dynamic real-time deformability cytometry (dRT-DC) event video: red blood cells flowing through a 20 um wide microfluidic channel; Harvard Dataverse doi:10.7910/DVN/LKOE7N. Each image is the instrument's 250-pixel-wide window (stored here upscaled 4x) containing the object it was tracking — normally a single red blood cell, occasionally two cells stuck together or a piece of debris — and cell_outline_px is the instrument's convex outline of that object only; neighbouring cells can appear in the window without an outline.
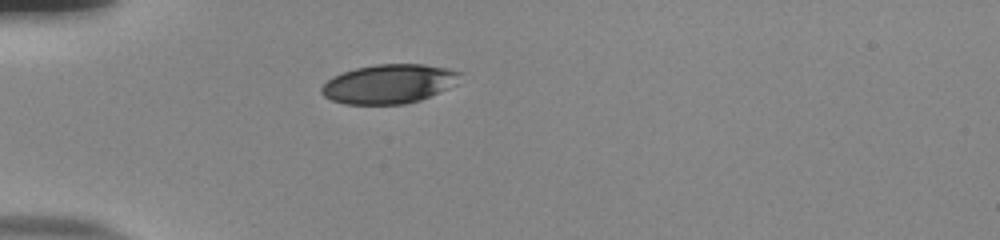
{"species": "human", "species_latin": "Homo sapiens", "temperature_condition": "room temperature", "stored_images_in_passage": 39, "camera_frame_rate_fps": 3000, "um_per_image_px": 0.085, "donor": {"sex": "male"}, "frame": {"image": 1, "passage_image": 1, "time_ms": 0.0, "image_size_px": [1000, 240], "cell_outline_px": [[464, 72], [448, 88], [420, 100], [404, 104], [344, 104], [332, 100], [324, 96], [320, 92], [320, 88], [332, 76], [356, 68], [376, 64], [424, 64], [448, 68]], "centroid_in_image_um": [33.04, 7.12], "position_along_channel_um": 52.0, "area_um2": 31.5}}
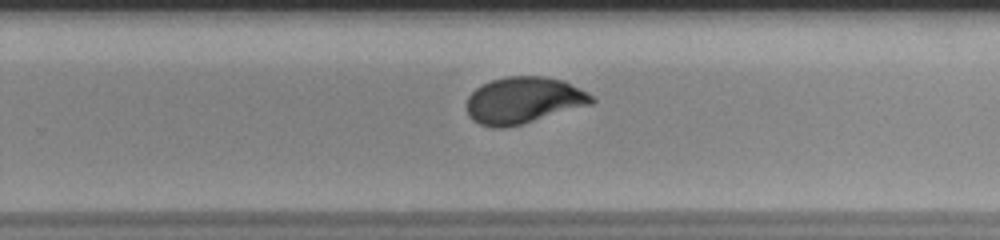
{"frame": {"image": 2, "passage_image": 21, "time_ms": 6.667, "image_size_px": [1000, 240], "cell_outline_px": [[596, 100], [592, 104], [520, 124], [504, 128], [492, 128], [480, 124], [472, 120], [468, 116], [468, 96], [476, 88], [492, 80], [508, 76], [544, 76], [564, 80], [592, 96]], "centroid_in_image_um": [44.48, 8.52], "position_along_channel_um": 285.3, "area_um2": 33.58}}
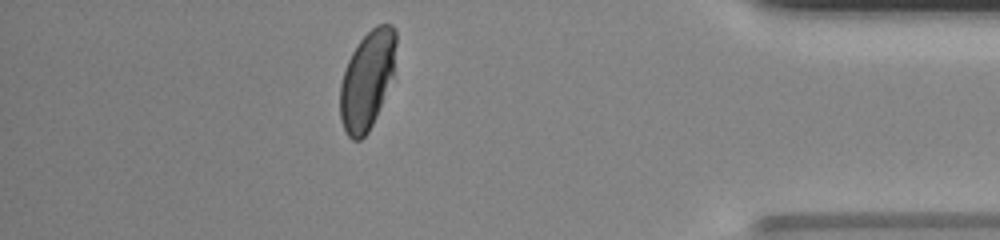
{"frame": {"image": 3, "passage_image": 33, "time_ms": 10.667, "image_size_px": [1000, 240], "cell_outline_px": [[396, 80], [368, 132], [360, 140], [352, 140], [348, 136], [340, 120], [340, 84], [348, 60], [352, 52], [360, 40], [376, 24], [392, 24], [396, 28]], "centroid_in_image_um": [31.28, 6.8], "position_along_channel_um": 403.9, "area_um2": 33.12}, "authors_computed_cell_mechanics": {"area_um2": 33.813, "velocity_mm_per_s": 3.7858, "shape_relaxation_time_tau1_ms": 3.6882, "shape_relaxation_time_tau2_ms": null, "deformation_change_tau1": 0.1678, "deformation_change_tau2": null}}